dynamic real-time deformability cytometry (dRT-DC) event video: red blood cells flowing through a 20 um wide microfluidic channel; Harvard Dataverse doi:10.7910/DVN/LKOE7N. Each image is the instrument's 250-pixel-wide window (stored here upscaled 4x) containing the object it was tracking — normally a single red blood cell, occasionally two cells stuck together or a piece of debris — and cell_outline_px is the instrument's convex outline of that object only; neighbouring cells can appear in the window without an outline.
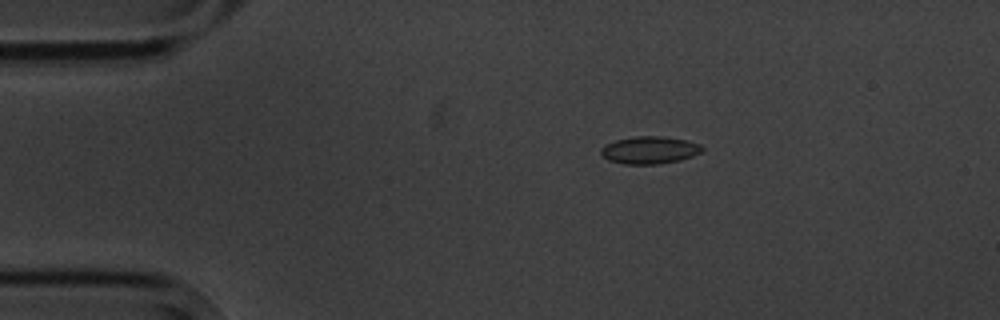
{"species": "common noctule bat (a hibernating species)", "species_latin": "Nyctalus noctula", "temperature_condition": "cold", "stored_images_in_passage": 4, "camera_frame_rate_fps": 3000, "um_per_image_px": 0.085, "animal": {"sex": "male", "body_mass_g": 20.1, "forearm_length_mm": 53.5}, "frame": {"image": 1, "passage_image": 3, "time_ms": 2.333, "image_size_px": [1000, 320], "cell_outline_px": [[704, 148], [700, 152], [692, 156], [680, 160], [660, 164], [624, 164], [608, 160], [600, 152], [600, 148], [604, 144], [616, 140], [632, 136], [664, 136], [684, 140], [700, 144]], "centroid_in_image_um": [55.18, 12.75], "position_along_channel_um": 29.8, "area_um2": 16.24}}